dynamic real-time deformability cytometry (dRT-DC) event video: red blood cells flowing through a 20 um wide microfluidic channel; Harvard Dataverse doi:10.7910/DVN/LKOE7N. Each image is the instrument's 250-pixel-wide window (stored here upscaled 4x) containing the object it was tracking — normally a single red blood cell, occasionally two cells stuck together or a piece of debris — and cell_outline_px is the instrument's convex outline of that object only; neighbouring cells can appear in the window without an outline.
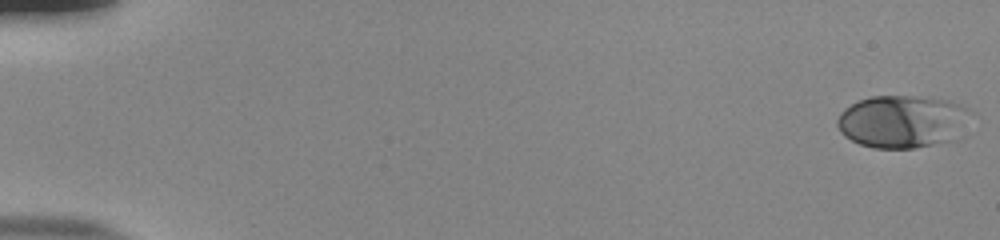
{"species": "human", "species_latin": "Homo sapiens", "temperature_condition": "room temperature", "stored_images_in_passage": 54, "camera_frame_rate_fps": 3000, "um_per_image_px": 0.085, "donor": {"sex": "male"}, "frame": {"image": 1, "passage_image": 1, "time_ms": 0.0, "image_size_px": [1000, 240], "cell_outline_px": [[976, 112], [960, 140], [912, 148], [872, 148], [860, 144], [844, 136], [840, 132], [836, 124], [836, 120], [840, 112], [844, 108], [868, 96], [912, 96], [948, 100], [968, 108]], "centroid_in_image_um": [76.81, 10.34], "position_along_channel_um": 8.2, "area_um2": 42.08}}
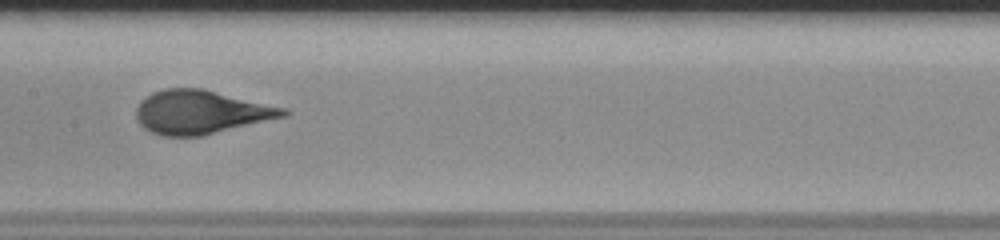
{"frame": {"image": 2, "passage_image": 29, "time_ms": 9.333, "image_size_px": [1000, 240], "cell_outline_px": [[292, 112], [284, 116], [204, 136], [160, 136], [144, 128], [136, 120], [136, 108], [140, 100], [152, 92], [164, 88], [200, 88], [288, 108]], "centroid_in_image_um": [17.05, 9.53], "position_along_channel_um": 190.3, "area_um2": 37.57}}
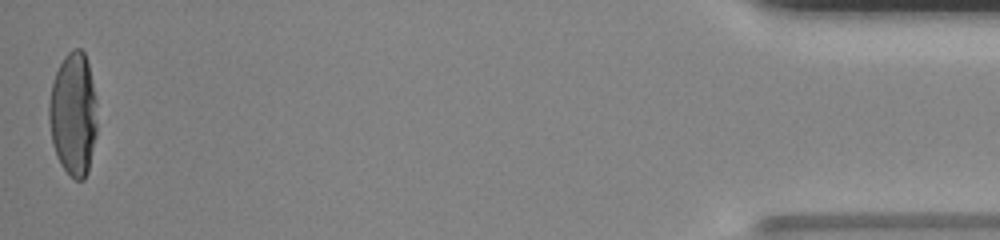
{"frame": {"image": 3, "passage_image": 54, "time_ms": 17.667, "image_size_px": [1000, 240], "cell_outline_px": [[96, 136], [88, 172], [84, 180], [76, 180], [60, 164], [56, 156], [52, 144], [48, 120], [48, 104], [52, 84], [56, 72], [64, 56], [72, 48], [80, 48], [84, 52], [88, 64], [96, 100]], "centroid_in_image_um": [6.22, 9.71], "position_along_channel_um": 429.0, "area_um2": 34.74}, "authors_computed_cell_mechanics": {"area_um2": 37.57, "velocity_mm_per_s": 3.8421, "shape_relaxation_time_tau1_ms": 7.3662, "shape_relaxation_time_tau2_ms": null, "deformation_change_tau1": 0.2787, "deformation_change_tau2": null}}